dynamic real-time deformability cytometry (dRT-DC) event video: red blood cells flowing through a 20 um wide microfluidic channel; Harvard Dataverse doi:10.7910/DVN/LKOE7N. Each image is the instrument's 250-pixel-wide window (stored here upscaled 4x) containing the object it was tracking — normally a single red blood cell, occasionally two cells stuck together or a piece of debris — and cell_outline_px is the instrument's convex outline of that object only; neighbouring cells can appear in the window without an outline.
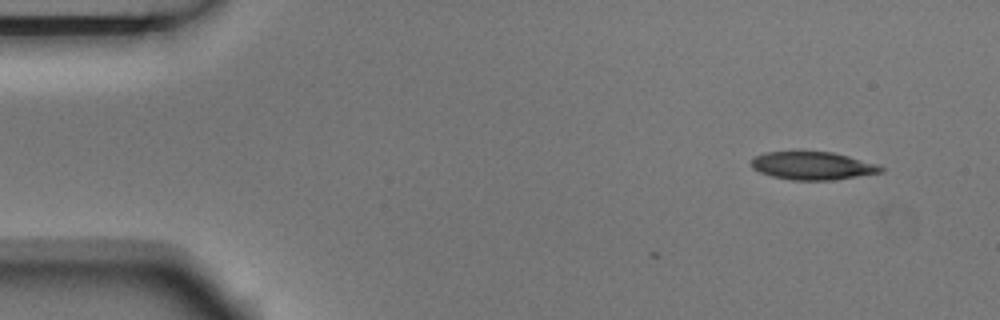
{"species": "Egyptian fruit bat (a non-hibernating species)", "species_latin": "Rousettus aegyptiacus", "temperature_condition": "room temperature", "stored_images_in_passage": 3, "camera_frame_rate_fps": 3000, "um_per_image_px": 0.085, "animal": {"sex": "male"}, "frame": {"image": 1, "passage_image": 1, "time_ms": 0.0, "image_size_px": [1000, 320], "cell_outline_px": [[884, 172], [832, 180], [792, 180], [772, 176], [760, 172], [752, 168], [752, 160], [756, 156], [764, 152], [832, 152], [848, 156], [876, 164], [884, 168]], "centroid_in_image_um": [69.08, 14.09], "position_along_channel_um": 15.9, "area_um2": 20.87}}